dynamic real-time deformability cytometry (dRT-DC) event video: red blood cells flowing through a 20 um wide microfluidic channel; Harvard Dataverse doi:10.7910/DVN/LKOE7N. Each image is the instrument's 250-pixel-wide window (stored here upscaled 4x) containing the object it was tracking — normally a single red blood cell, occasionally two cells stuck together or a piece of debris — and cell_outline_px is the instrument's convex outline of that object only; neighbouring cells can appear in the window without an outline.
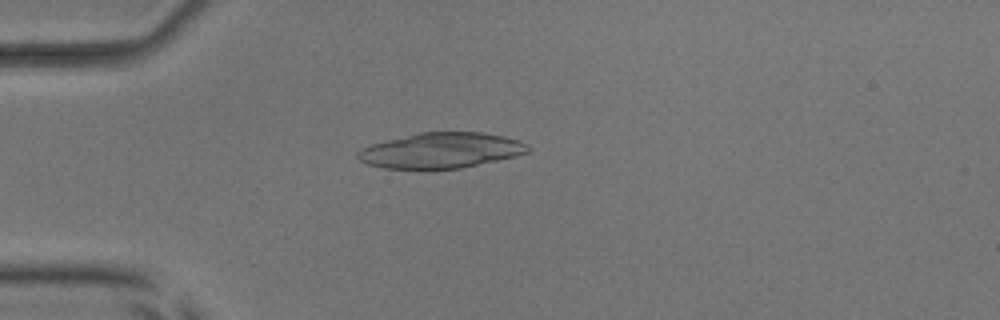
{"species": "common noctule bat (a hibernating species)", "species_latin": "Nyctalus noctula", "temperature_condition": "room temperature", "stored_images_in_passage": 52, "camera_frame_rate_fps": 3000, "um_per_image_px": 0.085, "animal": {"sex": "male", "body_mass_g": 17.9, "forearm_length_mm": 54.2}, "frame": {"image": 1, "passage_image": 15, "time_ms": 4.667, "image_size_px": [1000, 320], "cell_outline_px": [[532, 148], [528, 152], [516, 156], [460, 168], [432, 172], [384, 168], [364, 164], [356, 156], [356, 152], [360, 148], [372, 144], [420, 132], [480, 132], [504, 136], [520, 140], [528, 144]], "centroid_in_image_um": [37.46, 12.83], "position_along_channel_um": 47.5, "area_um2": 36.13}}
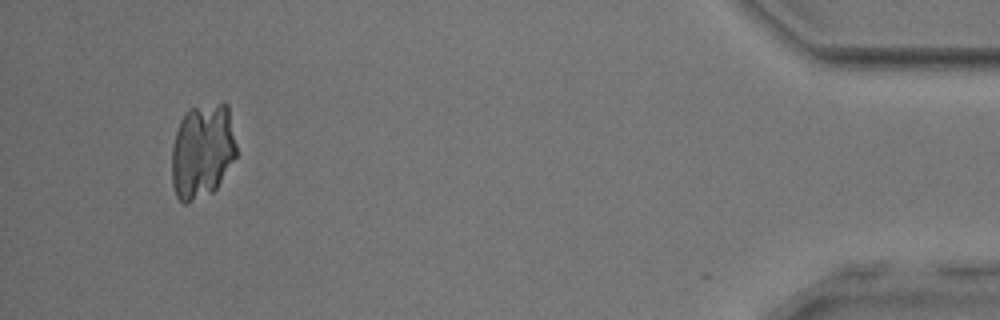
{"frame": {"image": 2, "passage_image": 51, "time_ms": 16.667, "image_size_px": [1000, 320], "cell_outline_px": [[236, 156], [216, 188], [212, 192], [188, 204], [184, 204], [176, 196], [172, 184], [172, 144], [180, 120], [184, 112], [188, 108], [224, 100], [228, 104], [236, 144]], "centroid_in_image_um": [17.19, 12.8], "position_along_channel_um": 418.0, "area_um2": 36.3}}